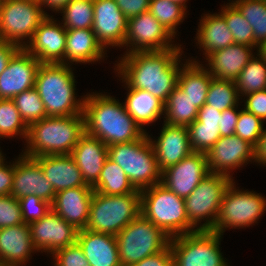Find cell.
I'll use <instances>...</instances> for the list:
<instances>
[{
  "mask_svg": "<svg viewBox=\"0 0 266 266\" xmlns=\"http://www.w3.org/2000/svg\"><path fill=\"white\" fill-rule=\"evenodd\" d=\"M40 5L43 7H48L53 11L59 12L62 8H64L71 0H38Z\"/></svg>",
  "mask_w": 266,
  "mask_h": 266,
  "instance_id": "cell-55",
  "label": "cell"
},
{
  "mask_svg": "<svg viewBox=\"0 0 266 266\" xmlns=\"http://www.w3.org/2000/svg\"><path fill=\"white\" fill-rule=\"evenodd\" d=\"M206 155L210 173L232 178V170L254 161V147L234 134L220 137Z\"/></svg>",
  "mask_w": 266,
  "mask_h": 266,
  "instance_id": "cell-18",
  "label": "cell"
},
{
  "mask_svg": "<svg viewBox=\"0 0 266 266\" xmlns=\"http://www.w3.org/2000/svg\"><path fill=\"white\" fill-rule=\"evenodd\" d=\"M131 266H173V255L170 245L162 251L148 256Z\"/></svg>",
  "mask_w": 266,
  "mask_h": 266,
  "instance_id": "cell-50",
  "label": "cell"
},
{
  "mask_svg": "<svg viewBox=\"0 0 266 266\" xmlns=\"http://www.w3.org/2000/svg\"><path fill=\"white\" fill-rule=\"evenodd\" d=\"M34 251L29 224L0 228V264L23 266Z\"/></svg>",
  "mask_w": 266,
  "mask_h": 266,
  "instance_id": "cell-24",
  "label": "cell"
},
{
  "mask_svg": "<svg viewBox=\"0 0 266 266\" xmlns=\"http://www.w3.org/2000/svg\"><path fill=\"white\" fill-rule=\"evenodd\" d=\"M181 55V48L137 51L123 55L114 69L125 85L146 90L165 103L177 86Z\"/></svg>",
  "mask_w": 266,
  "mask_h": 266,
  "instance_id": "cell-1",
  "label": "cell"
},
{
  "mask_svg": "<svg viewBox=\"0 0 266 266\" xmlns=\"http://www.w3.org/2000/svg\"><path fill=\"white\" fill-rule=\"evenodd\" d=\"M187 128L193 152L207 154L221 137L218 124H203L195 120Z\"/></svg>",
  "mask_w": 266,
  "mask_h": 266,
  "instance_id": "cell-42",
  "label": "cell"
},
{
  "mask_svg": "<svg viewBox=\"0 0 266 266\" xmlns=\"http://www.w3.org/2000/svg\"><path fill=\"white\" fill-rule=\"evenodd\" d=\"M108 158L125 171L136 190L142 191L162 181L147 132L140 139L108 146Z\"/></svg>",
  "mask_w": 266,
  "mask_h": 266,
  "instance_id": "cell-6",
  "label": "cell"
},
{
  "mask_svg": "<svg viewBox=\"0 0 266 266\" xmlns=\"http://www.w3.org/2000/svg\"><path fill=\"white\" fill-rule=\"evenodd\" d=\"M127 19L149 11L150 0H114Z\"/></svg>",
  "mask_w": 266,
  "mask_h": 266,
  "instance_id": "cell-48",
  "label": "cell"
},
{
  "mask_svg": "<svg viewBox=\"0 0 266 266\" xmlns=\"http://www.w3.org/2000/svg\"><path fill=\"white\" fill-rule=\"evenodd\" d=\"M236 1H240V0H235V1H232V2H230L229 4H233L234 2H236Z\"/></svg>",
  "mask_w": 266,
  "mask_h": 266,
  "instance_id": "cell-59",
  "label": "cell"
},
{
  "mask_svg": "<svg viewBox=\"0 0 266 266\" xmlns=\"http://www.w3.org/2000/svg\"><path fill=\"white\" fill-rule=\"evenodd\" d=\"M141 214L170 238L197 231L189 223L184 198L162 183L141 191Z\"/></svg>",
  "mask_w": 266,
  "mask_h": 266,
  "instance_id": "cell-5",
  "label": "cell"
},
{
  "mask_svg": "<svg viewBox=\"0 0 266 266\" xmlns=\"http://www.w3.org/2000/svg\"><path fill=\"white\" fill-rule=\"evenodd\" d=\"M1 150V149H0ZM4 155H3V153H2V151H0V159L3 157Z\"/></svg>",
  "mask_w": 266,
  "mask_h": 266,
  "instance_id": "cell-58",
  "label": "cell"
},
{
  "mask_svg": "<svg viewBox=\"0 0 266 266\" xmlns=\"http://www.w3.org/2000/svg\"><path fill=\"white\" fill-rule=\"evenodd\" d=\"M55 192L74 187H91L70 154L35 157Z\"/></svg>",
  "mask_w": 266,
  "mask_h": 266,
  "instance_id": "cell-26",
  "label": "cell"
},
{
  "mask_svg": "<svg viewBox=\"0 0 266 266\" xmlns=\"http://www.w3.org/2000/svg\"><path fill=\"white\" fill-rule=\"evenodd\" d=\"M32 242L38 252L55 251L77 243L79 230L67 223L53 210L40 220L29 224Z\"/></svg>",
  "mask_w": 266,
  "mask_h": 266,
  "instance_id": "cell-15",
  "label": "cell"
},
{
  "mask_svg": "<svg viewBox=\"0 0 266 266\" xmlns=\"http://www.w3.org/2000/svg\"><path fill=\"white\" fill-rule=\"evenodd\" d=\"M105 53L92 29H67L65 64L100 61Z\"/></svg>",
  "mask_w": 266,
  "mask_h": 266,
  "instance_id": "cell-28",
  "label": "cell"
},
{
  "mask_svg": "<svg viewBox=\"0 0 266 266\" xmlns=\"http://www.w3.org/2000/svg\"><path fill=\"white\" fill-rule=\"evenodd\" d=\"M170 1L179 3V4L183 5L185 8L187 7L186 4H185L187 0H170Z\"/></svg>",
  "mask_w": 266,
  "mask_h": 266,
  "instance_id": "cell-57",
  "label": "cell"
},
{
  "mask_svg": "<svg viewBox=\"0 0 266 266\" xmlns=\"http://www.w3.org/2000/svg\"><path fill=\"white\" fill-rule=\"evenodd\" d=\"M209 173L206 153L192 152L164 170L161 183L185 199Z\"/></svg>",
  "mask_w": 266,
  "mask_h": 266,
  "instance_id": "cell-16",
  "label": "cell"
},
{
  "mask_svg": "<svg viewBox=\"0 0 266 266\" xmlns=\"http://www.w3.org/2000/svg\"><path fill=\"white\" fill-rule=\"evenodd\" d=\"M140 213L141 192L106 195L94 191L85 229L116 236Z\"/></svg>",
  "mask_w": 266,
  "mask_h": 266,
  "instance_id": "cell-7",
  "label": "cell"
},
{
  "mask_svg": "<svg viewBox=\"0 0 266 266\" xmlns=\"http://www.w3.org/2000/svg\"><path fill=\"white\" fill-rule=\"evenodd\" d=\"M244 109L259 117L263 122L266 120V89L245 95Z\"/></svg>",
  "mask_w": 266,
  "mask_h": 266,
  "instance_id": "cell-47",
  "label": "cell"
},
{
  "mask_svg": "<svg viewBox=\"0 0 266 266\" xmlns=\"http://www.w3.org/2000/svg\"><path fill=\"white\" fill-rule=\"evenodd\" d=\"M92 30L104 49L124 47L128 19L114 0H94ZM108 45V46H107ZM107 46V47H106Z\"/></svg>",
  "mask_w": 266,
  "mask_h": 266,
  "instance_id": "cell-19",
  "label": "cell"
},
{
  "mask_svg": "<svg viewBox=\"0 0 266 266\" xmlns=\"http://www.w3.org/2000/svg\"><path fill=\"white\" fill-rule=\"evenodd\" d=\"M85 133L107 146L140 139L145 133L127 112L124 103L102 93L87 94L83 107Z\"/></svg>",
  "mask_w": 266,
  "mask_h": 266,
  "instance_id": "cell-2",
  "label": "cell"
},
{
  "mask_svg": "<svg viewBox=\"0 0 266 266\" xmlns=\"http://www.w3.org/2000/svg\"><path fill=\"white\" fill-rule=\"evenodd\" d=\"M227 23V27L233 34L235 44H244L254 47V34L249 22L240 11L233 5L227 3L219 12Z\"/></svg>",
  "mask_w": 266,
  "mask_h": 266,
  "instance_id": "cell-40",
  "label": "cell"
},
{
  "mask_svg": "<svg viewBox=\"0 0 266 266\" xmlns=\"http://www.w3.org/2000/svg\"><path fill=\"white\" fill-rule=\"evenodd\" d=\"M173 38L174 36L147 11L128 19L124 46L129 47L126 54L181 48L179 45L171 44Z\"/></svg>",
  "mask_w": 266,
  "mask_h": 266,
  "instance_id": "cell-13",
  "label": "cell"
},
{
  "mask_svg": "<svg viewBox=\"0 0 266 266\" xmlns=\"http://www.w3.org/2000/svg\"><path fill=\"white\" fill-rule=\"evenodd\" d=\"M92 188L94 191L106 195L141 192L133 187L125 171L109 158L105 160L98 181Z\"/></svg>",
  "mask_w": 266,
  "mask_h": 266,
  "instance_id": "cell-33",
  "label": "cell"
},
{
  "mask_svg": "<svg viewBox=\"0 0 266 266\" xmlns=\"http://www.w3.org/2000/svg\"><path fill=\"white\" fill-rule=\"evenodd\" d=\"M55 190L46 179L40 163L33 157L19 155L14 162L11 196L20 199L26 195H35L52 204Z\"/></svg>",
  "mask_w": 266,
  "mask_h": 266,
  "instance_id": "cell-17",
  "label": "cell"
},
{
  "mask_svg": "<svg viewBox=\"0 0 266 266\" xmlns=\"http://www.w3.org/2000/svg\"><path fill=\"white\" fill-rule=\"evenodd\" d=\"M87 185L93 187L108 158V146L99 138L84 133L70 154Z\"/></svg>",
  "mask_w": 266,
  "mask_h": 266,
  "instance_id": "cell-23",
  "label": "cell"
},
{
  "mask_svg": "<svg viewBox=\"0 0 266 266\" xmlns=\"http://www.w3.org/2000/svg\"><path fill=\"white\" fill-rule=\"evenodd\" d=\"M5 160L4 156L0 159V196L10 195L13 185L14 161L7 165Z\"/></svg>",
  "mask_w": 266,
  "mask_h": 266,
  "instance_id": "cell-51",
  "label": "cell"
},
{
  "mask_svg": "<svg viewBox=\"0 0 266 266\" xmlns=\"http://www.w3.org/2000/svg\"><path fill=\"white\" fill-rule=\"evenodd\" d=\"M255 47L244 44H232L213 51L206 57V68L213 78L235 81L240 72L254 56Z\"/></svg>",
  "mask_w": 266,
  "mask_h": 266,
  "instance_id": "cell-25",
  "label": "cell"
},
{
  "mask_svg": "<svg viewBox=\"0 0 266 266\" xmlns=\"http://www.w3.org/2000/svg\"><path fill=\"white\" fill-rule=\"evenodd\" d=\"M40 62L21 48L0 74V99H13L25 90L35 87Z\"/></svg>",
  "mask_w": 266,
  "mask_h": 266,
  "instance_id": "cell-20",
  "label": "cell"
},
{
  "mask_svg": "<svg viewBox=\"0 0 266 266\" xmlns=\"http://www.w3.org/2000/svg\"><path fill=\"white\" fill-rule=\"evenodd\" d=\"M12 100L27 126L47 117L44 104L35 87L23 91Z\"/></svg>",
  "mask_w": 266,
  "mask_h": 266,
  "instance_id": "cell-41",
  "label": "cell"
},
{
  "mask_svg": "<svg viewBox=\"0 0 266 266\" xmlns=\"http://www.w3.org/2000/svg\"><path fill=\"white\" fill-rule=\"evenodd\" d=\"M199 23L195 39L197 38L199 48H203L205 57L213 51L235 44L233 34L227 27L225 18L220 13L205 14Z\"/></svg>",
  "mask_w": 266,
  "mask_h": 266,
  "instance_id": "cell-29",
  "label": "cell"
},
{
  "mask_svg": "<svg viewBox=\"0 0 266 266\" xmlns=\"http://www.w3.org/2000/svg\"><path fill=\"white\" fill-rule=\"evenodd\" d=\"M262 166L266 165V129H263L256 146L254 147V161Z\"/></svg>",
  "mask_w": 266,
  "mask_h": 266,
  "instance_id": "cell-54",
  "label": "cell"
},
{
  "mask_svg": "<svg viewBox=\"0 0 266 266\" xmlns=\"http://www.w3.org/2000/svg\"><path fill=\"white\" fill-rule=\"evenodd\" d=\"M47 16L38 0H3L0 10V40L23 48ZM28 38L27 42L23 41Z\"/></svg>",
  "mask_w": 266,
  "mask_h": 266,
  "instance_id": "cell-11",
  "label": "cell"
},
{
  "mask_svg": "<svg viewBox=\"0 0 266 266\" xmlns=\"http://www.w3.org/2000/svg\"><path fill=\"white\" fill-rule=\"evenodd\" d=\"M25 224L40 220L51 210V203L35 195H26L18 199Z\"/></svg>",
  "mask_w": 266,
  "mask_h": 266,
  "instance_id": "cell-44",
  "label": "cell"
},
{
  "mask_svg": "<svg viewBox=\"0 0 266 266\" xmlns=\"http://www.w3.org/2000/svg\"><path fill=\"white\" fill-rule=\"evenodd\" d=\"M198 111L190 97L177 85L164 104V123L188 127L197 119Z\"/></svg>",
  "mask_w": 266,
  "mask_h": 266,
  "instance_id": "cell-32",
  "label": "cell"
},
{
  "mask_svg": "<svg viewBox=\"0 0 266 266\" xmlns=\"http://www.w3.org/2000/svg\"><path fill=\"white\" fill-rule=\"evenodd\" d=\"M183 5L170 0H150L149 12L175 37L176 28L186 17Z\"/></svg>",
  "mask_w": 266,
  "mask_h": 266,
  "instance_id": "cell-38",
  "label": "cell"
},
{
  "mask_svg": "<svg viewBox=\"0 0 266 266\" xmlns=\"http://www.w3.org/2000/svg\"><path fill=\"white\" fill-rule=\"evenodd\" d=\"M233 180L223 174L209 173L184 199L189 223L197 231H213L223 195ZM202 220L206 222L201 224Z\"/></svg>",
  "mask_w": 266,
  "mask_h": 266,
  "instance_id": "cell-9",
  "label": "cell"
},
{
  "mask_svg": "<svg viewBox=\"0 0 266 266\" xmlns=\"http://www.w3.org/2000/svg\"><path fill=\"white\" fill-rule=\"evenodd\" d=\"M28 126L22 120L12 99H0V138L19 135L26 140Z\"/></svg>",
  "mask_w": 266,
  "mask_h": 266,
  "instance_id": "cell-39",
  "label": "cell"
},
{
  "mask_svg": "<svg viewBox=\"0 0 266 266\" xmlns=\"http://www.w3.org/2000/svg\"><path fill=\"white\" fill-rule=\"evenodd\" d=\"M48 15L23 47L41 64H65L67 29Z\"/></svg>",
  "mask_w": 266,
  "mask_h": 266,
  "instance_id": "cell-14",
  "label": "cell"
},
{
  "mask_svg": "<svg viewBox=\"0 0 266 266\" xmlns=\"http://www.w3.org/2000/svg\"><path fill=\"white\" fill-rule=\"evenodd\" d=\"M59 13L63 14L66 29H92L94 3L91 0H71Z\"/></svg>",
  "mask_w": 266,
  "mask_h": 266,
  "instance_id": "cell-37",
  "label": "cell"
},
{
  "mask_svg": "<svg viewBox=\"0 0 266 266\" xmlns=\"http://www.w3.org/2000/svg\"><path fill=\"white\" fill-rule=\"evenodd\" d=\"M159 135L158 139L154 141L150 135L148 136L161 172L193 152L186 126H172L164 123Z\"/></svg>",
  "mask_w": 266,
  "mask_h": 266,
  "instance_id": "cell-21",
  "label": "cell"
},
{
  "mask_svg": "<svg viewBox=\"0 0 266 266\" xmlns=\"http://www.w3.org/2000/svg\"><path fill=\"white\" fill-rule=\"evenodd\" d=\"M70 65L40 64L35 78V89L44 104L47 116L66 117L83 115L85 96L76 99L75 77Z\"/></svg>",
  "mask_w": 266,
  "mask_h": 266,
  "instance_id": "cell-4",
  "label": "cell"
},
{
  "mask_svg": "<svg viewBox=\"0 0 266 266\" xmlns=\"http://www.w3.org/2000/svg\"><path fill=\"white\" fill-rule=\"evenodd\" d=\"M234 180L225 190L213 232L253 225L266 211V198L253 191L236 189Z\"/></svg>",
  "mask_w": 266,
  "mask_h": 266,
  "instance_id": "cell-10",
  "label": "cell"
},
{
  "mask_svg": "<svg viewBox=\"0 0 266 266\" xmlns=\"http://www.w3.org/2000/svg\"><path fill=\"white\" fill-rule=\"evenodd\" d=\"M258 55L266 62V41H263L257 46Z\"/></svg>",
  "mask_w": 266,
  "mask_h": 266,
  "instance_id": "cell-56",
  "label": "cell"
},
{
  "mask_svg": "<svg viewBox=\"0 0 266 266\" xmlns=\"http://www.w3.org/2000/svg\"><path fill=\"white\" fill-rule=\"evenodd\" d=\"M18 199L11 195L0 196V228L23 224Z\"/></svg>",
  "mask_w": 266,
  "mask_h": 266,
  "instance_id": "cell-45",
  "label": "cell"
},
{
  "mask_svg": "<svg viewBox=\"0 0 266 266\" xmlns=\"http://www.w3.org/2000/svg\"><path fill=\"white\" fill-rule=\"evenodd\" d=\"M222 236L196 231L170 238L173 266H229L219 247Z\"/></svg>",
  "mask_w": 266,
  "mask_h": 266,
  "instance_id": "cell-12",
  "label": "cell"
},
{
  "mask_svg": "<svg viewBox=\"0 0 266 266\" xmlns=\"http://www.w3.org/2000/svg\"><path fill=\"white\" fill-rule=\"evenodd\" d=\"M115 237L121 266L138 263L170 243V237L141 213Z\"/></svg>",
  "mask_w": 266,
  "mask_h": 266,
  "instance_id": "cell-8",
  "label": "cell"
},
{
  "mask_svg": "<svg viewBox=\"0 0 266 266\" xmlns=\"http://www.w3.org/2000/svg\"><path fill=\"white\" fill-rule=\"evenodd\" d=\"M264 122L245 109L239 110V116L235 127V135L256 146L258 139L263 131Z\"/></svg>",
  "mask_w": 266,
  "mask_h": 266,
  "instance_id": "cell-43",
  "label": "cell"
},
{
  "mask_svg": "<svg viewBox=\"0 0 266 266\" xmlns=\"http://www.w3.org/2000/svg\"><path fill=\"white\" fill-rule=\"evenodd\" d=\"M239 97L235 81L212 77L205 104L222 112L238 106Z\"/></svg>",
  "mask_w": 266,
  "mask_h": 266,
  "instance_id": "cell-36",
  "label": "cell"
},
{
  "mask_svg": "<svg viewBox=\"0 0 266 266\" xmlns=\"http://www.w3.org/2000/svg\"><path fill=\"white\" fill-rule=\"evenodd\" d=\"M2 2H3V0H0V10H1V5H2Z\"/></svg>",
  "mask_w": 266,
  "mask_h": 266,
  "instance_id": "cell-60",
  "label": "cell"
},
{
  "mask_svg": "<svg viewBox=\"0 0 266 266\" xmlns=\"http://www.w3.org/2000/svg\"><path fill=\"white\" fill-rule=\"evenodd\" d=\"M249 22L254 34V47L266 41V1L240 0L233 3Z\"/></svg>",
  "mask_w": 266,
  "mask_h": 266,
  "instance_id": "cell-35",
  "label": "cell"
},
{
  "mask_svg": "<svg viewBox=\"0 0 266 266\" xmlns=\"http://www.w3.org/2000/svg\"><path fill=\"white\" fill-rule=\"evenodd\" d=\"M21 49L18 45L0 40V74L7 67L10 59Z\"/></svg>",
  "mask_w": 266,
  "mask_h": 266,
  "instance_id": "cell-52",
  "label": "cell"
},
{
  "mask_svg": "<svg viewBox=\"0 0 266 266\" xmlns=\"http://www.w3.org/2000/svg\"><path fill=\"white\" fill-rule=\"evenodd\" d=\"M221 111L204 104L198 111L197 121L203 124H218L220 126Z\"/></svg>",
  "mask_w": 266,
  "mask_h": 266,
  "instance_id": "cell-53",
  "label": "cell"
},
{
  "mask_svg": "<svg viewBox=\"0 0 266 266\" xmlns=\"http://www.w3.org/2000/svg\"><path fill=\"white\" fill-rule=\"evenodd\" d=\"M55 266H91L78 243L61 248L52 254Z\"/></svg>",
  "mask_w": 266,
  "mask_h": 266,
  "instance_id": "cell-46",
  "label": "cell"
},
{
  "mask_svg": "<svg viewBox=\"0 0 266 266\" xmlns=\"http://www.w3.org/2000/svg\"><path fill=\"white\" fill-rule=\"evenodd\" d=\"M257 56L250 59L235 80L239 96L266 89V62Z\"/></svg>",
  "mask_w": 266,
  "mask_h": 266,
  "instance_id": "cell-34",
  "label": "cell"
},
{
  "mask_svg": "<svg viewBox=\"0 0 266 266\" xmlns=\"http://www.w3.org/2000/svg\"><path fill=\"white\" fill-rule=\"evenodd\" d=\"M129 90L125 108L135 122L144 130L145 125L156 122L164 115V102L153 96L146 90L132 89L126 86Z\"/></svg>",
  "mask_w": 266,
  "mask_h": 266,
  "instance_id": "cell-31",
  "label": "cell"
},
{
  "mask_svg": "<svg viewBox=\"0 0 266 266\" xmlns=\"http://www.w3.org/2000/svg\"><path fill=\"white\" fill-rule=\"evenodd\" d=\"M238 106L231 107L221 112L219 131L221 137H226L235 134L239 111Z\"/></svg>",
  "mask_w": 266,
  "mask_h": 266,
  "instance_id": "cell-49",
  "label": "cell"
},
{
  "mask_svg": "<svg viewBox=\"0 0 266 266\" xmlns=\"http://www.w3.org/2000/svg\"><path fill=\"white\" fill-rule=\"evenodd\" d=\"M77 243L91 266H121L114 235L84 229L78 232Z\"/></svg>",
  "mask_w": 266,
  "mask_h": 266,
  "instance_id": "cell-27",
  "label": "cell"
},
{
  "mask_svg": "<svg viewBox=\"0 0 266 266\" xmlns=\"http://www.w3.org/2000/svg\"><path fill=\"white\" fill-rule=\"evenodd\" d=\"M187 60L183 64L184 66L181 65L182 68L178 75L177 85L190 97L194 105L200 109L205 104L212 75L198 60Z\"/></svg>",
  "mask_w": 266,
  "mask_h": 266,
  "instance_id": "cell-30",
  "label": "cell"
},
{
  "mask_svg": "<svg viewBox=\"0 0 266 266\" xmlns=\"http://www.w3.org/2000/svg\"><path fill=\"white\" fill-rule=\"evenodd\" d=\"M84 133L83 115L47 116L28 126L23 155L35 158L71 154Z\"/></svg>",
  "mask_w": 266,
  "mask_h": 266,
  "instance_id": "cell-3",
  "label": "cell"
},
{
  "mask_svg": "<svg viewBox=\"0 0 266 266\" xmlns=\"http://www.w3.org/2000/svg\"><path fill=\"white\" fill-rule=\"evenodd\" d=\"M92 187H74L57 192L52 210L77 230L86 228L93 196Z\"/></svg>",
  "mask_w": 266,
  "mask_h": 266,
  "instance_id": "cell-22",
  "label": "cell"
}]
</instances>
